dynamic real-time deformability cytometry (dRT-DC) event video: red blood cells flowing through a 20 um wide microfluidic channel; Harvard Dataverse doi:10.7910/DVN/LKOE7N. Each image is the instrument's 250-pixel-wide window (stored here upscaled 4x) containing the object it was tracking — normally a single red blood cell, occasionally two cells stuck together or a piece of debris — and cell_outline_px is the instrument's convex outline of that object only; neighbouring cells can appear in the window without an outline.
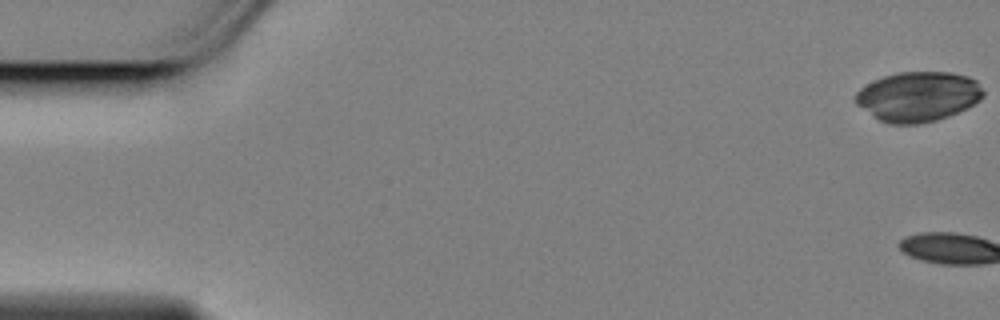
{"species": "Egyptian fruit bat (a non-hibernating species)", "species_latin": "Rousettus aegyptiacus", "temperature_condition": "cold", "stored_images_in_passage": 4, "camera_frame_rate_fps": 3000, "um_per_image_px": 0.085, "animal": {"sex": "female"}, "frame": {"image": 1, "passage_image": 1, "time_ms": 0.0, "image_size_px": [1000, 320], "cell_outline_px": [[984, 96], [980, 100], [948, 116], [936, 120], [916, 124], [892, 124], [880, 120], [856, 104], [856, 92], [860, 88], [872, 80], [896, 72], [952, 72], [968, 76], [976, 80], [984, 92]], "centroid_in_image_um": [78.03, 8.19], "position_along_channel_um": 7.0, "area_um2": 36.93}}